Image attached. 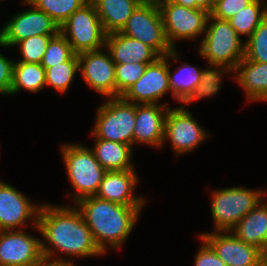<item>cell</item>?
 Instances as JSON below:
<instances>
[{
	"label": "cell",
	"instance_id": "19",
	"mask_svg": "<svg viewBox=\"0 0 267 266\" xmlns=\"http://www.w3.org/2000/svg\"><path fill=\"white\" fill-rule=\"evenodd\" d=\"M105 48L115 64L155 62L161 57L153 48L120 32L106 35Z\"/></svg>",
	"mask_w": 267,
	"mask_h": 266
},
{
	"label": "cell",
	"instance_id": "41",
	"mask_svg": "<svg viewBox=\"0 0 267 266\" xmlns=\"http://www.w3.org/2000/svg\"><path fill=\"white\" fill-rule=\"evenodd\" d=\"M31 0H24L23 2H24V4H26L27 2H30Z\"/></svg>",
	"mask_w": 267,
	"mask_h": 266
},
{
	"label": "cell",
	"instance_id": "36",
	"mask_svg": "<svg viewBox=\"0 0 267 266\" xmlns=\"http://www.w3.org/2000/svg\"><path fill=\"white\" fill-rule=\"evenodd\" d=\"M13 60L7 59L0 54V94H10L13 82Z\"/></svg>",
	"mask_w": 267,
	"mask_h": 266
},
{
	"label": "cell",
	"instance_id": "31",
	"mask_svg": "<svg viewBox=\"0 0 267 266\" xmlns=\"http://www.w3.org/2000/svg\"><path fill=\"white\" fill-rule=\"evenodd\" d=\"M74 55L71 45L65 36L59 32L48 42L41 65L44 68H51L54 65L69 61Z\"/></svg>",
	"mask_w": 267,
	"mask_h": 266
},
{
	"label": "cell",
	"instance_id": "37",
	"mask_svg": "<svg viewBox=\"0 0 267 266\" xmlns=\"http://www.w3.org/2000/svg\"><path fill=\"white\" fill-rule=\"evenodd\" d=\"M169 1L188 8L204 9L210 13L213 9L215 0H169Z\"/></svg>",
	"mask_w": 267,
	"mask_h": 266
},
{
	"label": "cell",
	"instance_id": "8",
	"mask_svg": "<svg viewBox=\"0 0 267 266\" xmlns=\"http://www.w3.org/2000/svg\"><path fill=\"white\" fill-rule=\"evenodd\" d=\"M120 33L150 46L160 56L173 50L166 38L158 3L141 2Z\"/></svg>",
	"mask_w": 267,
	"mask_h": 266
},
{
	"label": "cell",
	"instance_id": "11",
	"mask_svg": "<svg viewBox=\"0 0 267 266\" xmlns=\"http://www.w3.org/2000/svg\"><path fill=\"white\" fill-rule=\"evenodd\" d=\"M184 106L169 107L164 123V141L169 140L180 155L192 151L210 136Z\"/></svg>",
	"mask_w": 267,
	"mask_h": 266
},
{
	"label": "cell",
	"instance_id": "38",
	"mask_svg": "<svg viewBox=\"0 0 267 266\" xmlns=\"http://www.w3.org/2000/svg\"><path fill=\"white\" fill-rule=\"evenodd\" d=\"M38 266H75L73 261H69L67 259H53V260H49V259H43Z\"/></svg>",
	"mask_w": 267,
	"mask_h": 266
},
{
	"label": "cell",
	"instance_id": "10",
	"mask_svg": "<svg viewBox=\"0 0 267 266\" xmlns=\"http://www.w3.org/2000/svg\"><path fill=\"white\" fill-rule=\"evenodd\" d=\"M178 56L175 48L165 56L159 57L155 62L148 64L145 73L121 97L134 104H157L160 98L171 92L168 62L170 58L178 62Z\"/></svg>",
	"mask_w": 267,
	"mask_h": 266
},
{
	"label": "cell",
	"instance_id": "26",
	"mask_svg": "<svg viewBox=\"0 0 267 266\" xmlns=\"http://www.w3.org/2000/svg\"><path fill=\"white\" fill-rule=\"evenodd\" d=\"M261 2V0H253L246 8L228 20L240 37L245 35L248 39L267 16V4L264 1L262 5Z\"/></svg>",
	"mask_w": 267,
	"mask_h": 266
},
{
	"label": "cell",
	"instance_id": "30",
	"mask_svg": "<svg viewBox=\"0 0 267 266\" xmlns=\"http://www.w3.org/2000/svg\"><path fill=\"white\" fill-rule=\"evenodd\" d=\"M244 58L267 63V16L246 40Z\"/></svg>",
	"mask_w": 267,
	"mask_h": 266
},
{
	"label": "cell",
	"instance_id": "6",
	"mask_svg": "<svg viewBox=\"0 0 267 266\" xmlns=\"http://www.w3.org/2000/svg\"><path fill=\"white\" fill-rule=\"evenodd\" d=\"M262 190L230 187L213 191L211 215L213 231H231L262 200Z\"/></svg>",
	"mask_w": 267,
	"mask_h": 266
},
{
	"label": "cell",
	"instance_id": "12",
	"mask_svg": "<svg viewBox=\"0 0 267 266\" xmlns=\"http://www.w3.org/2000/svg\"><path fill=\"white\" fill-rule=\"evenodd\" d=\"M27 4L31 5L32 9L15 15L1 28L0 46H14L35 35H57L59 33V25L51 17L30 2Z\"/></svg>",
	"mask_w": 267,
	"mask_h": 266
},
{
	"label": "cell",
	"instance_id": "32",
	"mask_svg": "<svg viewBox=\"0 0 267 266\" xmlns=\"http://www.w3.org/2000/svg\"><path fill=\"white\" fill-rule=\"evenodd\" d=\"M148 63L115 64L116 97H121L144 73Z\"/></svg>",
	"mask_w": 267,
	"mask_h": 266
},
{
	"label": "cell",
	"instance_id": "28",
	"mask_svg": "<svg viewBox=\"0 0 267 266\" xmlns=\"http://www.w3.org/2000/svg\"><path fill=\"white\" fill-rule=\"evenodd\" d=\"M230 72L232 73L234 71L224 66L209 64V68L202 69L200 84L196 86L195 91L184 104H190L196 99L216 95L221 88L222 76Z\"/></svg>",
	"mask_w": 267,
	"mask_h": 266
},
{
	"label": "cell",
	"instance_id": "2",
	"mask_svg": "<svg viewBox=\"0 0 267 266\" xmlns=\"http://www.w3.org/2000/svg\"><path fill=\"white\" fill-rule=\"evenodd\" d=\"M90 228L95 243L105 253L107 247L119 249L127 240L143 206H123L96 196L79 200L76 204Z\"/></svg>",
	"mask_w": 267,
	"mask_h": 266
},
{
	"label": "cell",
	"instance_id": "13",
	"mask_svg": "<svg viewBox=\"0 0 267 266\" xmlns=\"http://www.w3.org/2000/svg\"><path fill=\"white\" fill-rule=\"evenodd\" d=\"M41 239L20 230L0 231V266H38Z\"/></svg>",
	"mask_w": 267,
	"mask_h": 266
},
{
	"label": "cell",
	"instance_id": "15",
	"mask_svg": "<svg viewBox=\"0 0 267 266\" xmlns=\"http://www.w3.org/2000/svg\"><path fill=\"white\" fill-rule=\"evenodd\" d=\"M230 232H206L200 237L212 247L227 266H260V249L246 244Z\"/></svg>",
	"mask_w": 267,
	"mask_h": 266
},
{
	"label": "cell",
	"instance_id": "4",
	"mask_svg": "<svg viewBox=\"0 0 267 266\" xmlns=\"http://www.w3.org/2000/svg\"><path fill=\"white\" fill-rule=\"evenodd\" d=\"M61 151L68 179L75 189V203L83 198L95 196L107 171L96 160L91 148L78 143H65L61 146Z\"/></svg>",
	"mask_w": 267,
	"mask_h": 266
},
{
	"label": "cell",
	"instance_id": "34",
	"mask_svg": "<svg viewBox=\"0 0 267 266\" xmlns=\"http://www.w3.org/2000/svg\"><path fill=\"white\" fill-rule=\"evenodd\" d=\"M253 0H215L214 6L210 15L222 19L229 20L239 11L246 8V6Z\"/></svg>",
	"mask_w": 267,
	"mask_h": 266
},
{
	"label": "cell",
	"instance_id": "18",
	"mask_svg": "<svg viewBox=\"0 0 267 266\" xmlns=\"http://www.w3.org/2000/svg\"><path fill=\"white\" fill-rule=\"evenodd\" d=\"M138 181L134 169L107 171L95 196L123 206H144V198L133 194Z\"/></svg>",
	"mask_w": 267,
	"mask_h": 266
},
{
	"label": "cell",
	"instance_id": "14",
	"mask_svg": "<svg viewBox=\"0 0 267 266\" xmlns=\"http://www.w3.org/2000/svg\"><path fill=\"white\" fill-rule=\"evenodd\" d=\"M103 50L84 52L78 55L79 71L84 81L106 97H116L115 63L110 52Z\"/></svg>",
	"mask_w": 267,
	"mask_h": 266
},
{
	"label": "cell",
	"instance_id": "35",
	"mask_svg": "<svg viewBox=\"0 0 267 266\" xmlns=\"http://www.w3.org/2000/svg\"><path fill=\"white\" fill-rule=\"evenodd\" d=\"M200 240L203 244L195 256L194 266H227L204 239L200 237Z\"/></svg>",
	"mask_w": 267,
	"mask_h": 266
},
{
	"label": "cell",
	"instance_id": "23",
	"mask_svg": "<svg viewBox=\"0 0 267 266\" xmlns=\"http://www.w3.org/2000/svg\"><path fill=\"white\" fill-rule=\"evenodd\" d=\"M93 151L96 160L106 171H123L134 169L131 156L133 146L106 139L94 138Z\"/></svg>",
	"mask_w": 267,
	"mask_h": 266
},
{
	"label": "cell",
	"instance_id": "1",
	"mask_svg": "<svg viewBox=\"0 0 267 266\" xmlns=\"http://www.w3.org/2000/svg\"><path fill=\"white\" fill-rule=\"evenodd\" d=\"M32 224V227L36 228L48 243L47 245L46 241H41L45 259L53 260L55 250L60 251L62 255H72L73 258L75 256L77 258L95 257L103 254L77 207L43 204L40 207L38 219H34Z\"/></svg>",
	"mask_w": 267,
	"mask_h": 266
},
{
	"label": "cell",
	"instance_id": "9",
	"mask_svg": "<svg viewBox=\"0 0 267 266\" xmlns=\"http://www.w3.org/2000/svg\"><path fill=\"white\" fill-rule=\"evenodd\" d=\"M166 38L173 49L176 40H191L206 31L210 13L200 8H188L163 0L158 3Z\"/></svg>",
	"mask_w": 267,
	"mask_h": 266
},
{
	"label": "cell",
	"instance_id": "7",
	"mask_svg": "<svg viewBox=\"0 0 267 266\" xmlns=\"http://www.w3.org/2000/svg\"><path fill=\"white\" fill-rule=\"evenodd\" d=\"M108 100L97 109V117L91 134L95 138L134 145L136 104L127 102L122 97H113Z\"/></svg>",
	"mask_w": 267,
	"mask_h": 266
},
{
	"label": "cell",
	"instance_id": "16",
	"mask_svg": "<svg viewBox=\"0 0 267 266\" xmlns=\"http://www.w3.org/2000/svg\"><path fill=\"white\" fill-rule=\"evenodd\" d=\"M40 207L32 204L15 187L0 180V231L19 230L26 221L38 219Z\"/></svg>",
	"mask_w": 267,
	"mask_h": 266
},
{
	"label": "cell",
	"instance_id": "17",
	"mask_svg": "<svg viewBox=\"0 0 267 266\" xmlns=\"http://www.w3.org/2000/svg\"><path fill=\"white\" fill-rule=\"evenodd\" d=\"M168 110L167 104H136L133 143L157 148L164 146V123Z\"/></svg>",
	"mask_w": 267,
	"mask_h": 266
},
{
	"label": "cell",
	"instance_id": "5",
	"mask_svg": "<svg viewBox=\"0 0 267 266\" xmlns=\"http://www.w3.org/2000/svg\"><path fill=\"white\" fill-rule=\"evenodd\" d=\"M59 32L65 36L77 55L105 48L107 34L91 0H88L61 24Z\"/></svg>",
	"mask_w": 267,
	"mask_h": 266
},
{
	"label": "cell",
	"instance_id": "40",
	"mask_svg": "<svg viewBox=\"0 0 267 266\" xmlns=\"http://www.w3.org/2000/svg\"><path fill=\"white\" fill-rule=\"evenodd\" d=\"M141 2H153V3H159L160 1L163 0H140Z\"/></svg>",
	"mask_w": 267,
	"mask_h": 266
},
{
	"label": "cell",
	"instance_id": "27",
	"mask_svg": "<svg viewBox=\"0 0 267 266\" xmlns=\"http://www.w3.org/2000/svg\"><path fill=\"white\" fill-rule=\"evenodd\" d=\"M44 69L46 85H50L60 93H65L70 88V85L79 70L78 55L75 54L69 61Z\"/></svg>",
	"mask_w": 267,
	"mask_h": 266
},
{
	"label": "cell",
	"instance_id": "24",
	"mask_svg": "<svg viewBox=\"0 0 267 266\" xmlns=\"http://www.w3.org/2000/svg\"><path fill=\"white\" fill-rule=\"evenodd\" d=\"M46 87L45 69L41 64L15 61L10 95L21 89L38 92Z\"/></svg>",
	"mask_w": 267,
	"mask_h": 266
},
{
	"label": "cell",
	"instance_id": "21",
	"mask_svg": "<svg viewBox=\"0 0 267 266\" xmlns=\"http://www.w3.org/2000/svg\"><path fill=\"white\" fill-rule=\"evenodd\" d=\"M262 203L248 212L231 230L239 240L260 250L267 246V204Z\"/></svg>",
	"mask_w": 267,
	"mask_h": 266
},
{
	"label": "cell",
	"instance_id": "3",
	"mask_svg": "<svg viewBox=\"0 0 267 266\" xmlns=\"http://www.w3.org/2000/svg\"><path fill=\"white\" fill-rule=\"evenodd\" d=\"M204 33L199 46L200 55L209 64L224 66L234 71L244 58L245 43H242L241 37L229 21L210 15Z\"/></svg>",
	"mask_w": 267,
	"mask_h": 266
},
{
	"label": "cell",
	"instance_id": "39",
	"mask_svg": "<svg viewBox=\"0 0 267 266\" xmlns=\"http://www.w3.org/2000/svg\"><path fill=\"white\" fill-rule=\"evenodd\" d=\"M260 266H267V246L260 250Z\"/></svg>",
	"mask_w": 267,
	"mask_h": 266
},
{
	"label": "cell",
	"instance_id": "29",
	"mask_svg": "<svg viewBox=\"0 0 267 266\" xmlns=\"http://www.w3.org/2000/svg\"><path fill=\"white\" fill-rule=\"evenodd\" d=\"M88 0H31L30 3L44 11L59 26Z\"/></svg>",
	"mask_w": 267,
	"mask_h": 266
},
{
	"label": "cell",
	"instance_id": "25",
	"mask_svg": "<svg viewBox=\"0 0 267 266\" xmlns=\"http://www.w3.org/2000/svg\"><path fill=\"white\" fill-rule=\"evenodd\" d=\"M169 89L178 102L184 104L193 94L195 88L200 84L202 77V69L188 65L186 62L182 67H177L174 74H171L168 65Z\"/></svg>",
	"mask_w": 267,
	"mask_h": 266
},
{
	"label": "cell",
	"instance_id": "20",
	"mask_svg": "<svg viewBox=\"0 0 267 266\" xmlns=\"http://www.w3.org/2000/svg\"><path fill=\"white\" fill-rule=\"evenodd\" d=\"M233 73L235 81L246 92L248 101H267V63L243 58Z\"/></svg>",
	"mask_w": 267,
	"mask_h": 266
},
{
	"label": "cell",
	"instance_id": "33",
	"mask_svg": "<svg viewBox=\"0 0 267 266\" xmlns=\"http://www.w3.org/2000/svg\"><path fill=\"white\" fill-rule=\"evenodd\" d=\"M56 35H35L20 41L21 62L41 64L48 42Z\"/></svg>",
	"mask_w": 267,
	"mask_h": 266
},
{
	"label": "cell",
	"instance_id": "22",
	"mask_svg": "<svg viewBox=\"0 0 267 266\" xmlns=\"http://www.w3.org/2000/svg\"><path fill=\"white\" fill-rule=\"evenodd\" d=\"M106 34L120 32L140 0H91Z\"/></svg>",
	"mask_w": 267,
	"mask_h": 266
}]
</instances>
